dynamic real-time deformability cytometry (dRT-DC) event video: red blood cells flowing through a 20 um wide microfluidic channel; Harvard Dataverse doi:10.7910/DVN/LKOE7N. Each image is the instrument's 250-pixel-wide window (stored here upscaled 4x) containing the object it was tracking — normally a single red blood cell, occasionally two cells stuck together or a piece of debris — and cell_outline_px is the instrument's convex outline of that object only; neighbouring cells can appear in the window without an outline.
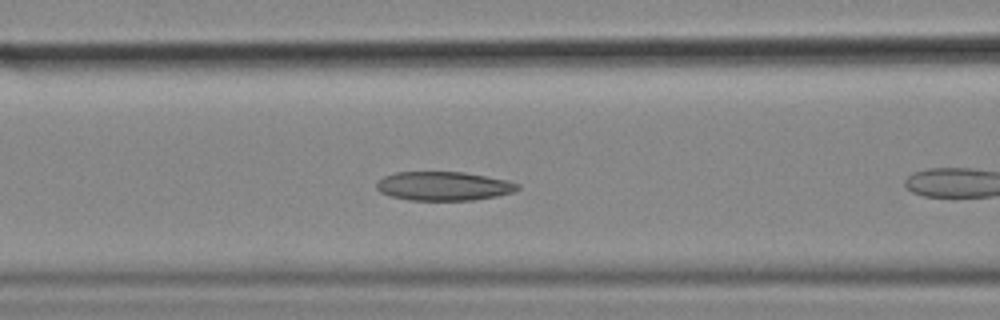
{"species": "common noctule bat (a hibernating species)", "species_latin": "Nyctalus noctula", "temperature_condition": "cold", "stored_images_in_passage": 9, "camera_frame_rate_fps": 3000, "um_per_image_px": 0.085, "animal": {"sex": "female", "body_mass_g": 18.4}, "frame": {"image": 1, "passage_image": 8, "time_ms": 2.333, "image_size_px": [1000, 320], "cell_outline_px": [[520, 188], [512, 192], [496, 196], [472, 200], [408, 200], [392, 196], [380, 192], [376, 188], [376, 184], [384, 176], [396, 172], [464, 172], [508, 180], [520, 184]], "centroid_in_image_um": [37.72, 15.81], "position_along_channel_um": 128.9, "area_um2": 23.7}}